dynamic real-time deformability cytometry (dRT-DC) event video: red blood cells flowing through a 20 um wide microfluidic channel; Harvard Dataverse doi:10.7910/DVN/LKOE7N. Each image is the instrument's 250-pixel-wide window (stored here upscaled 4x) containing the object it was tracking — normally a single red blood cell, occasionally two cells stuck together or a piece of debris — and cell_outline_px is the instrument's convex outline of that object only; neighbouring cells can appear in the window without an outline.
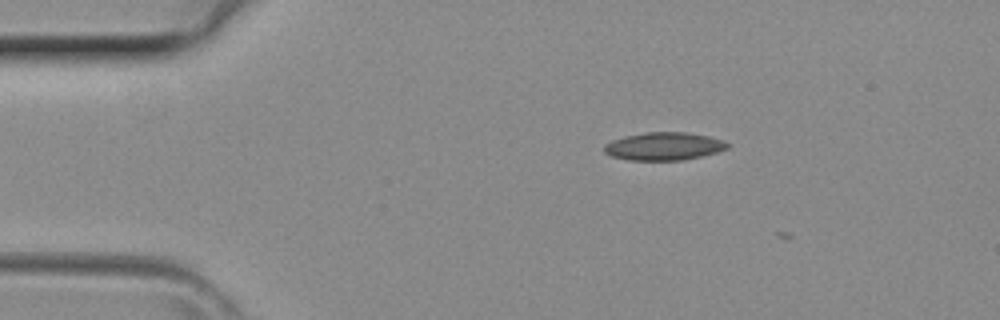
{"species": "common noctule bat (a hibernating species)", "species_latin": "Nyctalus noctula", "temperature_condition": "room temperature", "stored_images_in_passage": 6, "camera_frame_rate_fps": 3000, "um_per_image_px": 0.085, "animal": {"sex": "female", "body_mass_g": 29.2, "forearm_length_mm": 56.3}, "frame": {"image": 1, "passage_image": 4, "time_ms": 1.0, "image_size_px": [1000, 320], "cell_outline_px": [[728, 148], [716, 152], [700, 156], [680, 160], [628, 160], [612, 156], [604, 152], [604, 144], [612, 140], [624, 136], [648, 132], [688, 132], [708, 136], [724, 140], [728, 144]], "centroid_in_image_um": [56.41, 12.42], "position_along_channel_um": 28.6, "area_um2": 19.94}}